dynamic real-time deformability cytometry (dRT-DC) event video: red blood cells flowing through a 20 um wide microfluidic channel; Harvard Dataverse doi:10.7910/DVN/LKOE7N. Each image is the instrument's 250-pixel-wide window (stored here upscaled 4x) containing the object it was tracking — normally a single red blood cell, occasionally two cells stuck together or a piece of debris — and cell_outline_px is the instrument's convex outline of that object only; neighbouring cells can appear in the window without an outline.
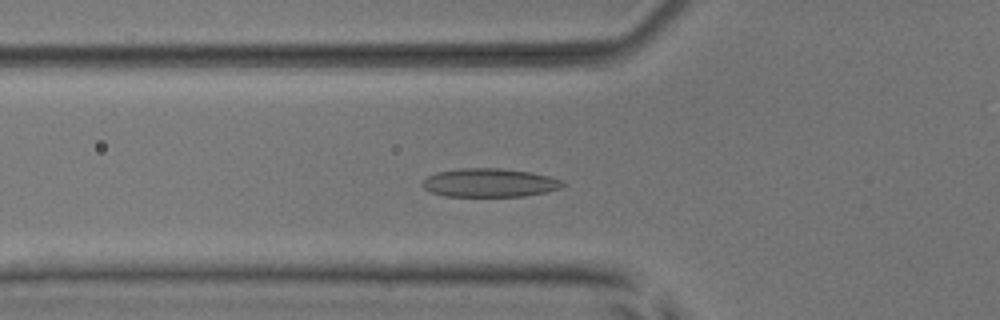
{"species": "common noctule bat (a hibernating species)", "species_latin": "Nyctalus noctula", "temperature_condition": "room temperature", "stored_images_in_passage": 55, "camera_frame_rate_fps": 3000, "um_per_image_px": 0.085, "animal": {"sex": "male", "body_mass_g": 17.9, "forearm_length_mm": 54.2}, "frame": {"image": 1, "passage_image": 20, "time_ms": 6.333, "image_size_px": [1000, 320], "cell_outline_px": [[564, 184], [560, 188], [544, 192], [524, 196], [448, 196], [432, 192], [424, 188], [420, 184], [428, 176], [436, 172], [460, 168], [500, 168], [532, 172], [548, 176], [560, 180]], "centroid_in_image_um": [41.58, 15.52], "position_along_channel_um": 84.2, "area_um2": 23.18}}
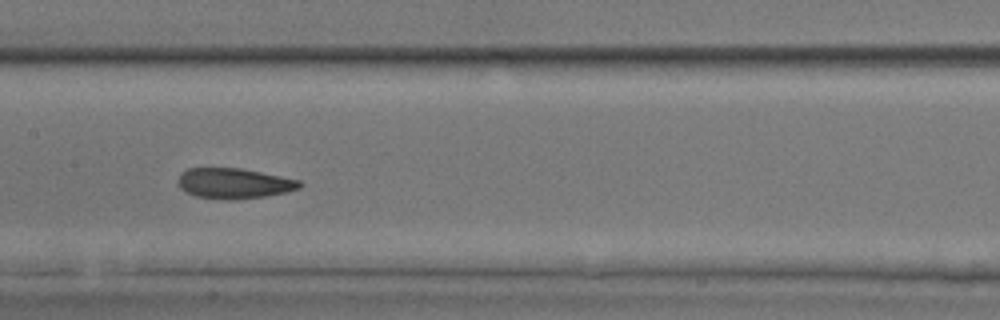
{"frame": {"image": 2, "passage_image": 28, "time_ms": 9.0, "image_size_px": [1000, 320], "cell_outline_px": [[304, 184], [300, 188], [284, 192], [264, 196], [228, 200], [224, 200], [196, 196], [180, 188], [176, 180], [180, 172], [188, 168], [240, 168], [300, 180]], "centroid_in_image_um": [19.85, 15.58], "position_along_channel_um": 187.5, "area_um2": 21.5}}
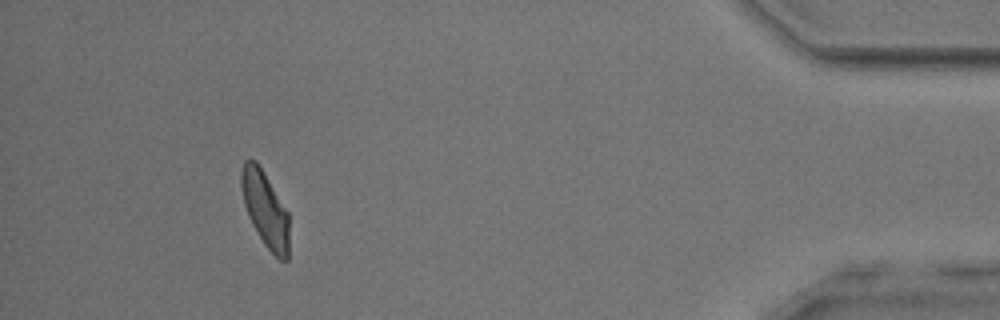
{"frame": {"image": 3, "passage_image": 50, "time_ms": 16.333, "image_size_px": [1000, 320], "cell_outline_px": [[288, 260], [280, 260], [264, 244], [252, 224], [248, 216], [244, 204], [240, 188], [240, 172], [244, 160], [256, 160], [288, 212]], "centroid_in_image_um": [22.51, 17.76], "position_along_channel_um": 412.7, "area_um2": 20.87}}